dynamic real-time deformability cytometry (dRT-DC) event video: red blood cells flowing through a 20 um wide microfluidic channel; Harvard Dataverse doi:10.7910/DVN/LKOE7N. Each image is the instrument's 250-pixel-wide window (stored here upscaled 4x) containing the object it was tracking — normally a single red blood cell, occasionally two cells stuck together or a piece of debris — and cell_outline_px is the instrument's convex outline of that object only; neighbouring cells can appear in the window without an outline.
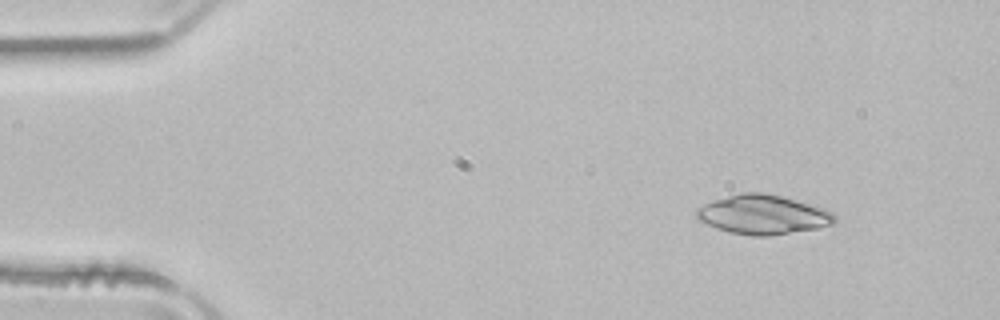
{"species": "common noctule bat (a hibernating species)", "species_latin": "Nyctalus noctula", "temperature_condition": "room temperature", "stored_images_in_passage": 46, "camera_frame_rate_fps": 3000, "um_per_image_px": 0.085, "animal": {"sex": "male", "body_mass_g": 21.5, "forearm_length_mm": 52.0}, "frame": {"image": 1, "passage_image": 1, "time_ms": 0.0, "image_size_px": [1000, 320], "cell_outline_px": [[836, 220], [832, 224], [816, 228], [768, 236], [752, 236], [732, 232], [716, 228], [700, 220], [696, 216], [696, 208], [712, 200], [740, 192], [764, 192], [780, 196], [808, 204], [832, 212], [836, 216]], "centroid_in_image_um": [64.81, 18.23], "position_along_channel_um": 20.2, "area_um2": 31.21}}